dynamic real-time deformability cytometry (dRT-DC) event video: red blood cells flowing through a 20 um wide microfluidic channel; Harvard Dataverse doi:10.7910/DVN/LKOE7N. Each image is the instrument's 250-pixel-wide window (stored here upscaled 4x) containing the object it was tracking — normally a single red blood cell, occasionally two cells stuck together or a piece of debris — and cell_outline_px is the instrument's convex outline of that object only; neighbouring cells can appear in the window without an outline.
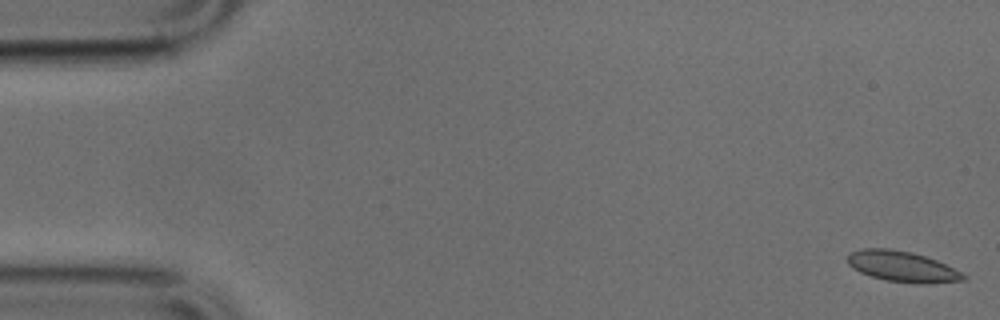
{"species": "common noctule bat (a hibernating species)", "species_latin": "Nyctalus noctula", "temperature_condition": "cold", "stored_images_in_passage": 15, "camera_frame_rate_fps": 3000, "um_per_image_px": 0.085, "animal": {"sex": "male", "body_mass_g": 17.9, "forearm_length_mm": 54.2}, "frame": {"image": 1, "passage_image": 1, "time_ms": 0.0, "image_size_px": [1000, 320], "cell_outline_px": [[968, 276], [964, 280], [920, 284], [888, 280], [872, 276], [860, 272], [852, 268], [848, 264], [848, 256], [852, 252], [860, 248], [888, 248], [912, 252], [936, 260]], "centroid_in_image_um": [76.67, 22.64], "position_along_channel_um": 8.3, "area_um2": 20.4}}
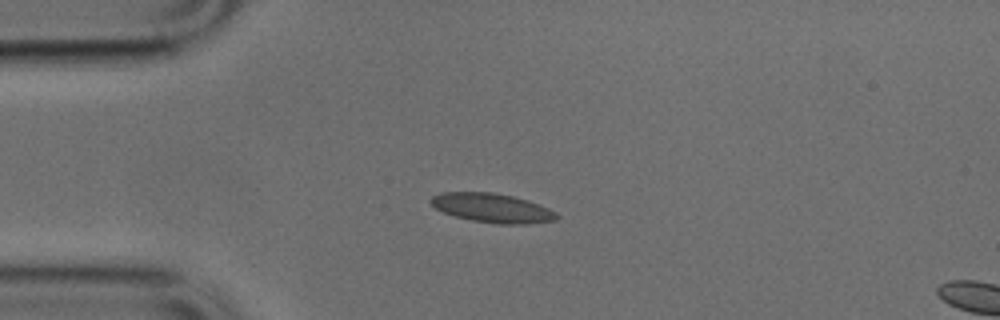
{"frame": {"image": 2, "passage_image": 12, "time_ms": 3.667, "image_size_px": [1000, 320], "cell_outline_px": [[560, 216], [556, 220], [528, 224], [500, 224], [472, 220], [456, 216], [444, 212], [436, 208], [428, 200], [432, 196], [440, 192], [492, 192], [512, 196], [528, 200], [540, 204], [556, 212]], "centroid_in_image_um": [41.86, 17.67], "position_along_channel_um": 43.1, "area_um2": 21.39}}